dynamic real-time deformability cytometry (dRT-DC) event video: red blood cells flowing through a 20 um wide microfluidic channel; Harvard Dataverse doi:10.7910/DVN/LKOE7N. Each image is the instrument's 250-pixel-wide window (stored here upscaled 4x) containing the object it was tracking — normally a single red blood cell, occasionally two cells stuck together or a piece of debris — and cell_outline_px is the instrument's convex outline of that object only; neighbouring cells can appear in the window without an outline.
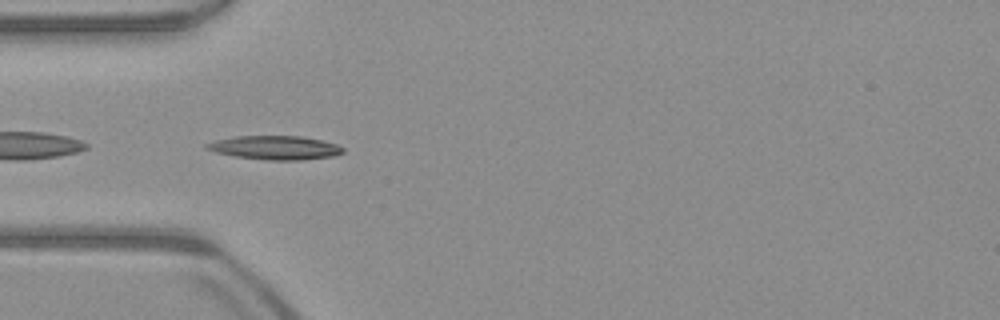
{"species": "common noctule bat (a hibernating species)", "species_latin": "Nyctalus noctula", "temperature_condition": "warm", "stored_images_in_passage": 37, "camera_frame_rate_fps": 3000, "um_per_image_px": 0.085, "animal": {"sex": "male", "body_mass_g": 23.1, "forearm_length_mm": 52.7}, "frame": {"image": 1, "passage_image": 1, "time_ms": 0.0, "image_size_px": [1000, 320], "cell_outline_px": [[344, 152], [332, 156], [300, 160], [264, 160], [232, 156], [216, 152], [204, 148], [204, 144], [216, 140], [232, 136], [300, 136], [320, 140], [336, 144], [344, 148]], "centroid_in_image_um": [23.33, 12.55], "position_along_channel_um": 61.7, "area_um2": 18.96}}
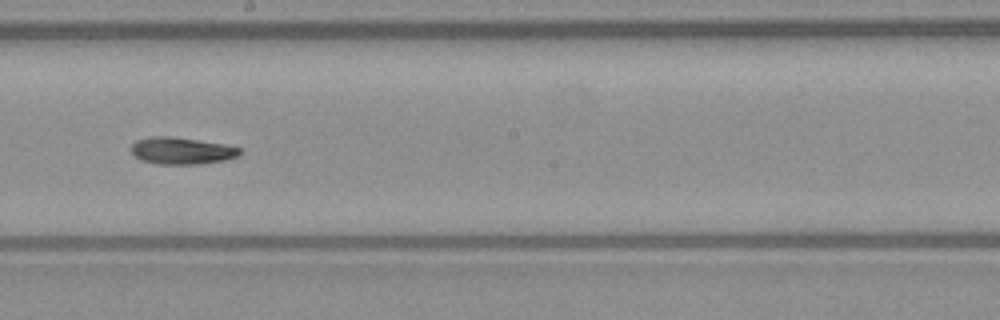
{"frame": {"image": 2, "passage_image": 14, "time_ms": 4.333, "image_size_px": [1000, 320], "cell_outline_px": [[240, 152], [236, 156], [224, 160], [200, 164], [156, 164], [140, 160], [128, 148], [136, 140], [152, 136], [168, 136], [224, 144], [240, 148]], "centroid_in_image_um": [15.37, 12.82], "position_along_channel_um": 232.8, "area_um2": 16.94}}
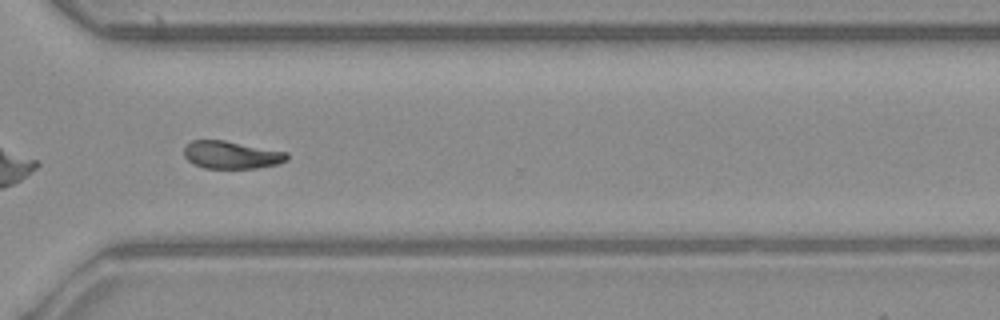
{"frame": {"image": 3, "passage_image": 23, "time_ms": 7.333, "image_size_px": [1000, 320], "cell_outline_px": [[288, 160], [276, 164], [256, 168], [204, 168], [192, 164], [184, 156], [184, 148], [192, 140], [224, 140], [288, 152]], "centroid_in_image_um": [19.66, 13.16], "position_along_channel_um": 350.9, "area_um2": 16.59}, "authors_computed_cell_mechanics": {"area_um2": 17.051, "velocity_mm_per_s": 3.9514, "shape_relaxation_time_tau1_ms": 3.4103, "shape_relaxation_time_tau2_ms": 4.9247, "deformation_change_tau1": 0.1799, "deformation_change_tau2": 0.121}}